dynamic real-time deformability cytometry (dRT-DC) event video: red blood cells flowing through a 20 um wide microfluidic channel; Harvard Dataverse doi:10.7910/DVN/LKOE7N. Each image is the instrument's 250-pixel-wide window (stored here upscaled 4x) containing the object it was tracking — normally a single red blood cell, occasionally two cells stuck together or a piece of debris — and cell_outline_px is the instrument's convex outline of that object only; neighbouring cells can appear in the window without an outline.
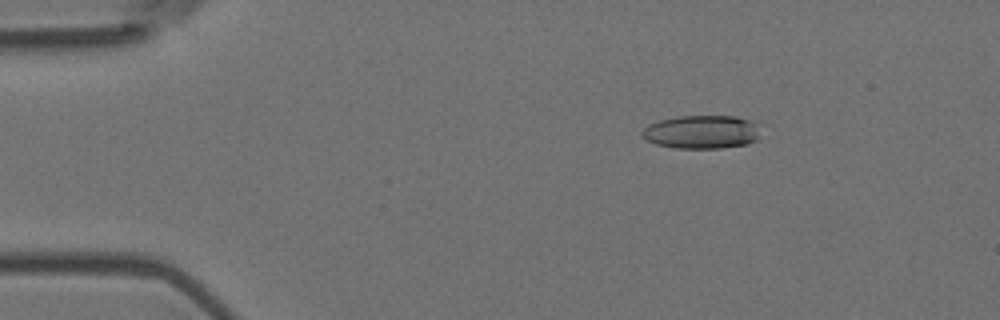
{"species": "Egyptian fruit bat (a non-hibernating species)", "species_latin": "Rousettus aegyptiacus", "temperature_condition": "room temperature", "stored_images_in_passage": 7, "camera_frame_rate_fps": 3000, "um_per_image_px": 0.085, "animal": {"sex": "female"}, "frame": {"image": 1, "passage_image": 3, "time_ms": 0.667, "image_size_px": [1000, 320], "cell_outline_px": [[764, 124], [756, 140], [748, 144], [720, 148], [676, 148], [656, 144], [644, 140], [640, 136], [640, 132], [648, 124], [660, 120], [676, 116], [736, 116], [752, 120]], "centroid_in_image_um": [59.68, 11.2], "position_along_channel_um": 25.3, "area_um2": 23.7}}
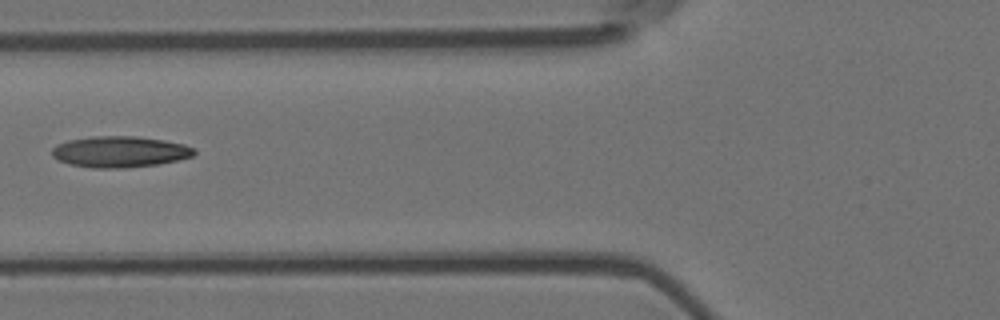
{"frame": {"image": 2, "passage_image": 6, "time_ms": 1.667, "image_size_px": [1000, 320], "cell_outline_px": [[196, 152], [192, 156], [176, 160], [156, 164], [124, 168], [92, 168], [68, 164], [56, 160], [52, 156], [52, 148], [56, 144], [68, 140], [92, 136], [136, 136], [164, 140], [184, 144], [196, 148]], "centroid_in_image_um": [10.14, 12.9], "position_along_channel_um": 115.7, "area_um2": 25.95}}
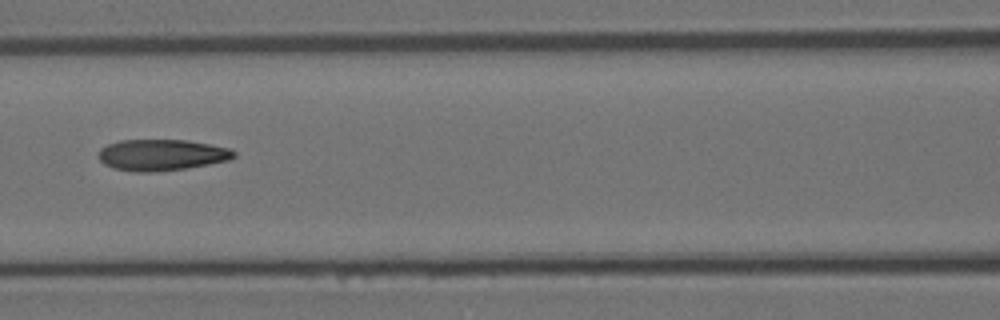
{"frame": {"image": 3, "passage_image": 7, "time_ms": 2.0, "image_size_px": [1000, 320], "cell_outline_px": [[236, 156], [228, 160], [208, 164], [184, 168], [152, 172], [132, 172], [112, 168], [104, 164], [96, 156], [100, 148], [108, 144], [120, 140], [188, 140], [228, 148], [236, 152]], "centroid_in_image_um": [13.68, 13.17], "position_along_channel_um": 152.9, "area_um2": 24.68}}